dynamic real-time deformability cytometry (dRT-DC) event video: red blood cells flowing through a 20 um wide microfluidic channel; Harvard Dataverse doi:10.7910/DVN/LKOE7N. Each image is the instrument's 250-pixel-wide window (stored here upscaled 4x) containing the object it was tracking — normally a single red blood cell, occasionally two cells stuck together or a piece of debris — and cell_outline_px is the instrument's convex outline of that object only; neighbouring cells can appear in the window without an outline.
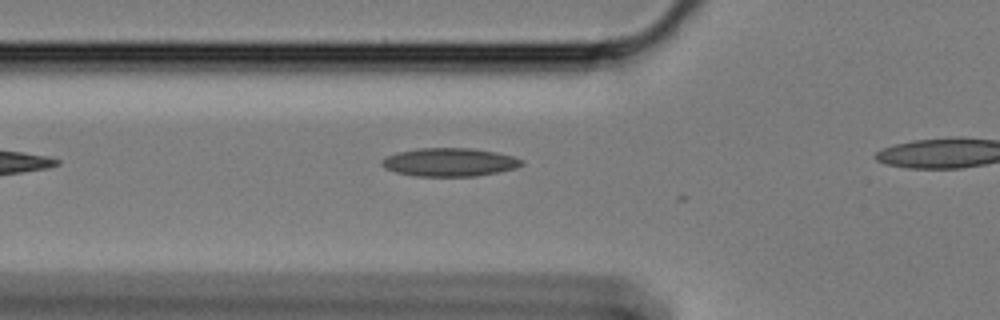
{"species": "Egyptian fruit bat (a non-hibernating species)", "species_latin": "Rousettus aegyptiacus", "temperature_condition": "cold", "stored_images_in_passage": 12, "camera_frame_rate_fps": 3000, "um_per_image_px": 0.085, "animal": {"sex": "female"}, "frame": {"image": 1, "passage_image": 2, "time_ms": 0.333, "image_size_px": [1000, 320], "cell_outline_px": [[524, 164], [516, 168], [476, 176], [412, 176], [396, 172], [384, 168], [380, 164], [380, 160], [396, 152], [420, 148], [472, 148], [496, 152], [512, 156], [524, 160]], "centroid_in_image_um": [38.19, 13.78], "position_along_channel_um": 87.6, "area_um2": 23.18}}
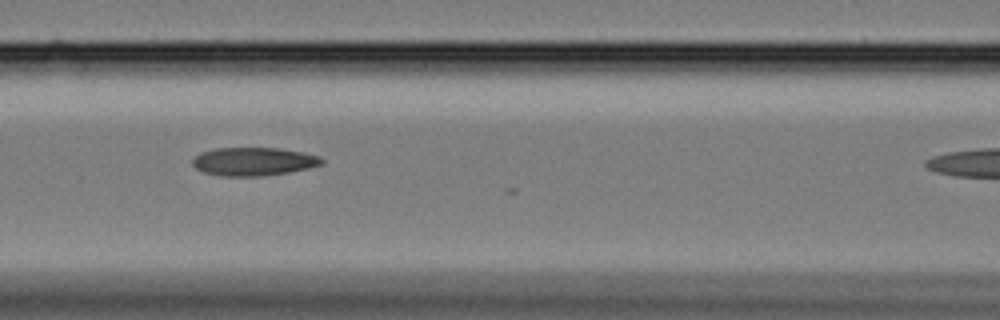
{"frame": {"image": 2, "passage_image": 7, "time_ms": 2.0, "image_size_px": [1000, 320], "cell_outline_px": [[324, 164], [308, 168], [288, 172], [260, 176], [220, 176], [204, 172], [196, 168], [192, 164], [192, 160], [200, 152], [216, 148], [280, 148], [304, 152], [320, 156], [324, 160]], "centroid_in_image_um": [21.57, 13.72], "position_along_channel_um": 145.0, "area_um2": 21.39}}
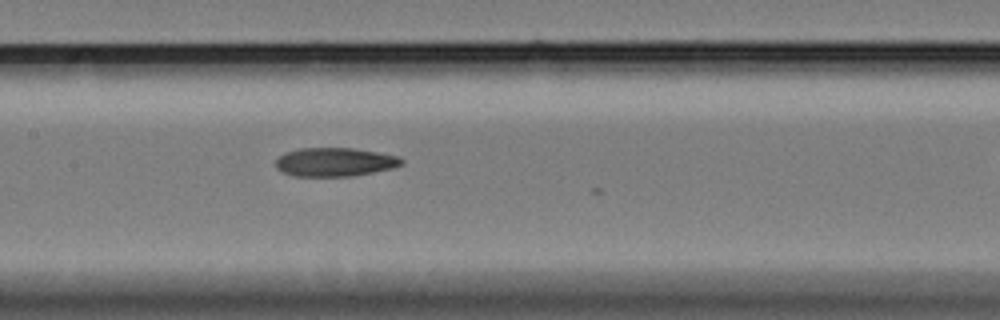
{"frame": {"image": 3, "passage_image": 10, "time_ms": 3.0, "image_size_px": [1000, 320], "cell_outline_px": [[404, 164], [392, 168], [352, 176], [292, 176], [276, 168], [276, 160], [284, 152], [300, 148], [352, 148], [376, 152], [396, 156], [404, 160]], "centroid_in_image_um": [28.44, 13.77], "position_along_channel_um": 179.0, "area_um2": 20.92}}